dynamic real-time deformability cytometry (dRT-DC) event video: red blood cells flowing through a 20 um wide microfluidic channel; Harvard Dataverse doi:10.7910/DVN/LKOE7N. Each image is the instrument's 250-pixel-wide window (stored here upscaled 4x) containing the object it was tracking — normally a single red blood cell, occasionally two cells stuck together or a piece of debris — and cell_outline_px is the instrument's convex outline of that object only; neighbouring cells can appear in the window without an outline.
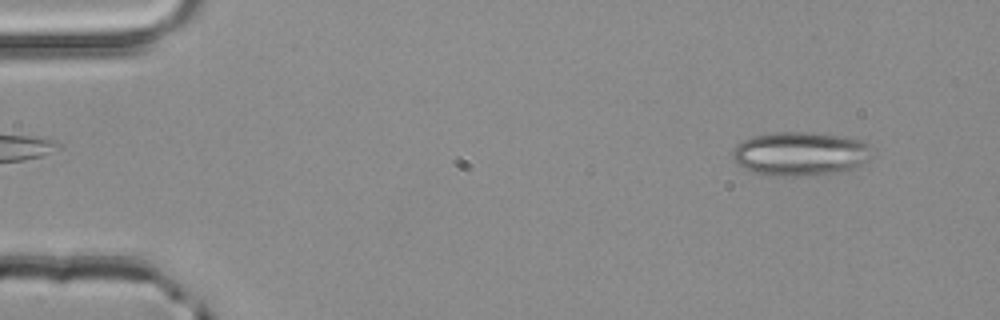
{"species": "common noctule bat (a hibernating species)", "species_latin": "Nyctalus noctula", "temperature_condition": "room temperature", "stored_images_in_passage": 51, "camera_frame_rate_fps": 3000, "um_per_image_px": 0.085, "animal": {"sex": "male", "body_mass_g": 20.4}, "frame": {"image": 1, "passage_image": 4, "time_ms": 1.0, "image_size_px": [1000, 320], "cell_outline_px": [[872, 160], [844, 172], [796, 176], [780, 176], [752, 172], [744, 168], [732, 156], [732, 152], [736, 144], [752, 136], [776, 132], [804, 132], [844, 136], [860, 140], [868, 148]], "centroid_in_image_um": [68.03, 13.07], "position_along_channel_um": 17.0, "area_um2": 35.49}}
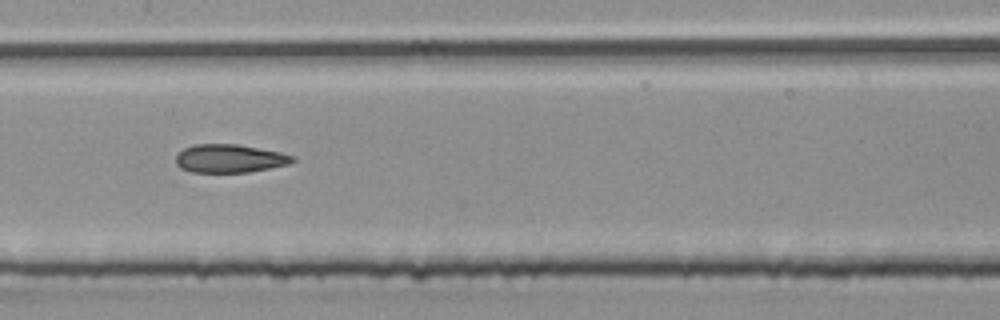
{"frame": {"image": 2, "passage_image": 25, "time_ms": 8.0, "image_size_px": [1000, 320], "cell_outline_px": [[296, 160], [288, 164], [248, 172], [192, 172], [180, 168], [176, 164], [176, 156], [184, 148], [192, 144], [236, 144], [280, 152], [296, 156]], "centroid_in_image_um": [19.51, 13.47], "position_along_channel_um": 187.9, "area_um2": 19.19}}
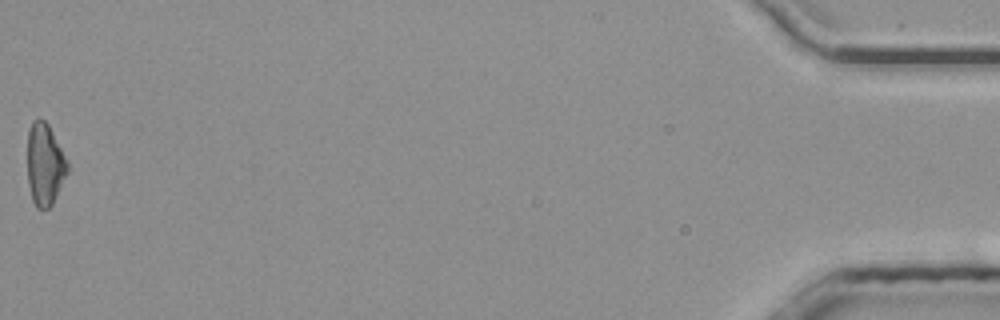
{"frame": {"image": 3, "passage_image": 51, "time_ms": 16.667, "image_size_px": [1000, 320], "cell_outline_px": [[68, 172], [52, 204], [48, 208], [36, 208], [32, 200], [28, 184], [28, 128], [32, 120], [40, 116], [48, 124], [68, 160]], "centroid_in_image_um": [3.8, 13.94], "position_along_channel_um": 431.4, "area_um2": 19.31}, "authors_computed_cell_mechanics": {"area_um2": 19.652, "velocity_mm_per_s": 4.034, "shape_relaxation_time_tau1_ms": null, "shape_relaxation_time_tau2_ms": 2.4494, "deformation_change_tau1": null, "deformation_change_tau2": 0.1205}}